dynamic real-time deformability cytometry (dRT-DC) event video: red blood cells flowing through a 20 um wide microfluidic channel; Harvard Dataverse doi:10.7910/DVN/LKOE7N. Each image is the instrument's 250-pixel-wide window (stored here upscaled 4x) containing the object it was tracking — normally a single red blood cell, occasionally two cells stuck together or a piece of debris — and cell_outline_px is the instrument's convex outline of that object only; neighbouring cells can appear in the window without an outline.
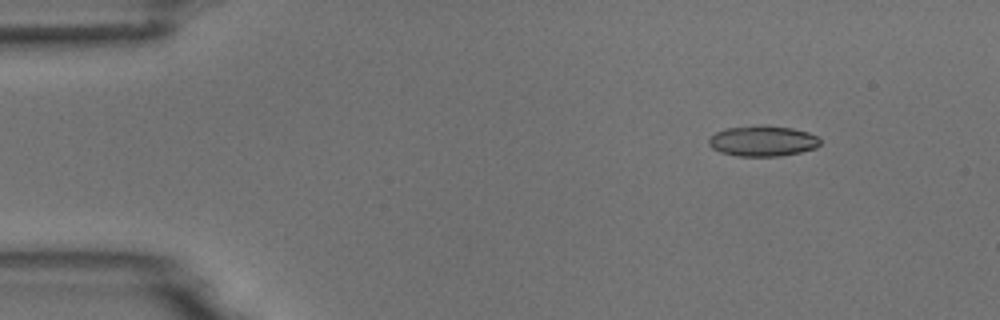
{"species": "common noctule bat (a hibernating species)", "species_latin": "Nyctalus noctula", "temperature_condition": "room temperature", "stored_images_in_passage": 7, "camera_frame_rate_fps": 3000, "um_per_image_px": 0.085, "animal": {"sex": "male", "body_mass_g": 18.8}, "frame": {"image": 1, "passage_image": 1, "time_ms": 0.0, "image_size_px": [1000, 320], "cell_outline_px": [[820, 144], [816, 148], [800, 152], [780, 156], [736, 156], [720, 152], [712, 148], [708, 144], [708, 140], [716, 132], [724, 128], [760, 124], [764, 124], [792, 128], [808, 132], [816, 136], [820, 140]], "centroid_in_image_um": [64.81, 11.97], "position_along_channel_um": 20.2, "area_um2": 20.11}}
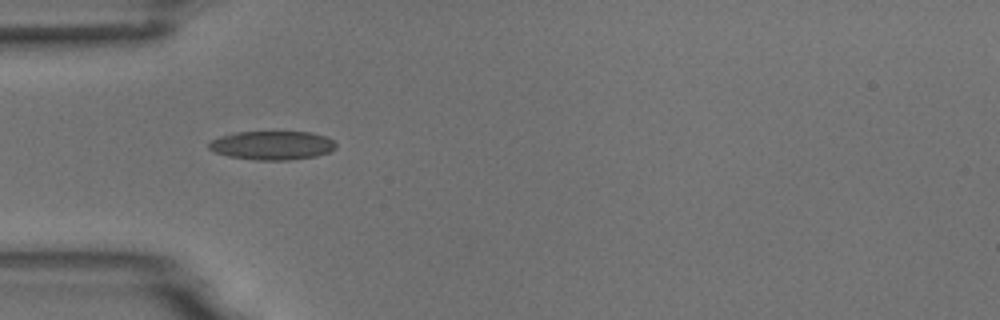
{"frame": {"image": 2, "passage_image": 3, "time_ms": 3.333, "image_size_px": [1000, 320], "cell_outline_px": [[336, 148], [332, 152], [316, 156], [288, 160], [256, 160], [228, 156], [216, 152], [208, 148], [208, 144], [212, 140], [220, 136], [236, 132], [312, 132], [324, 136], [332, 140], [336, 144]], "centroid_in_image_um": [23.16, 12.36], "position_along_channel_um": 61.8, "area_um2": 21.33}}
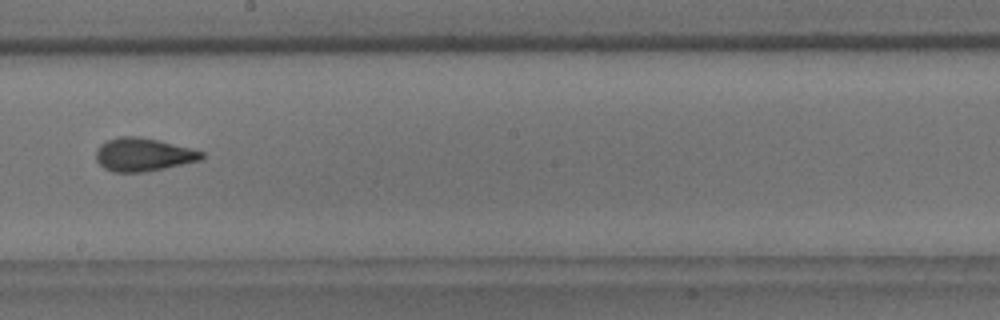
{"frame": {"image": 3, "passage_image": 7, "time_ms": 8.0, "image_size_px": [1000, 320], "cell_outline_px": [[204, 156], [200, 160], [164, 168], [144, 172], [112, 172], [104, 168], [96, 160], [96, 152], [100, 144], [116, 136], [140, 136], [160, 140], [204, 152]], "centroid_in_image_um": [12.15, 13.13], "position_along_channel_um": 236.1, "area_um2": 20.46}}